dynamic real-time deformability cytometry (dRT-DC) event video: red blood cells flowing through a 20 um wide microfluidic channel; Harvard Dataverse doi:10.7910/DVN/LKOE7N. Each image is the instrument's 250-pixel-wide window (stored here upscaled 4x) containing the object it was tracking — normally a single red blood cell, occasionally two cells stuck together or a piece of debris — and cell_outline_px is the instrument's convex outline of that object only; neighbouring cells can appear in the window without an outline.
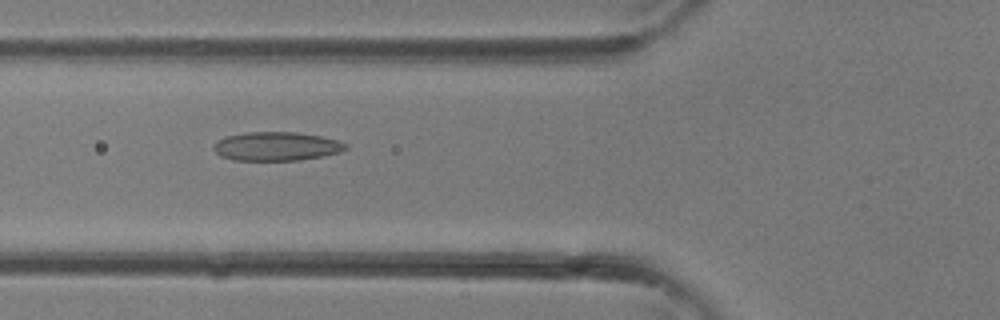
{"species": "common noctule bat (a hibernating species)", "species_latin": "Nyctalus noctula", "temperature_condition": "room temperature", "stored_images_in_passage": 36, "camera_frame_rate_fps": 3000, "um_per_image_px": 0.085, "animal": {"sex": "female"}, "frame": {"image": 1, "passage_image": 14, "time_ms": 4.333, "image_size_px": [1000, 320], "cell_outline_px": [[348, 148], [340, 152], [300, 160], [232, 160], [220, 156], [212, 148], [212, 144], [216, 140], [224, 136], [244, 132], [296, 132], [320, 136], [336, 140], [348, 144]], "centroid_in_image_um": [23.43, 12.43], "position_along_channel_um": 102.4, "area_um2": 22.31}}
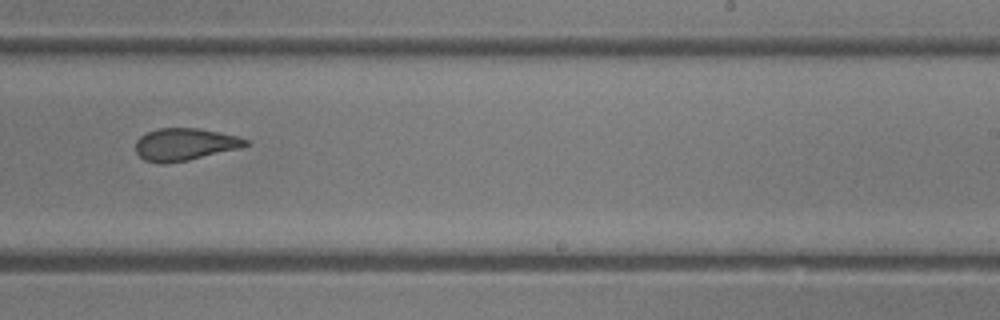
{"frame": {"image": 2, "passage_image": 23, "time_ms": 7.333, "image_size_px": [1000, 320], "cell_outline_px": [[252, 144], [240, 148], [188, 160], [164, 164], [160, 164], [144, 160], [136, 152], [136, 140], [140, 136], [148, 132], [160, 128], [200, 128], [240, 136], [248, 140]], "centroid_in_image_um": [15.74, 12.27], "position_along_channel_um": 273.3, "area_um2": 20.87}}
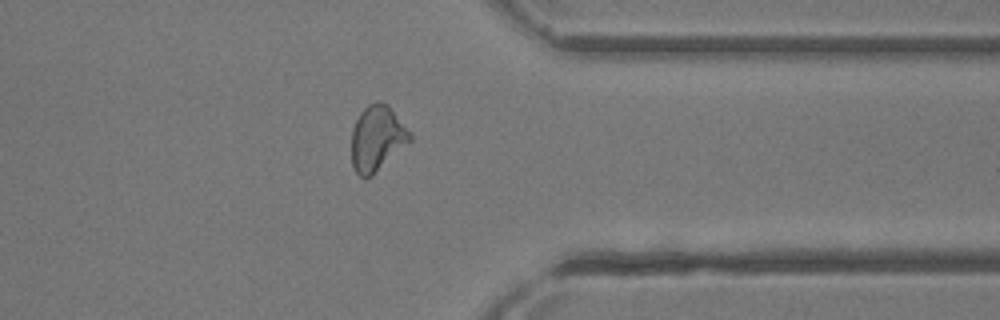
{"frame": {"image": 3, "passage_image": 29, "time_ms": 9.333, "image_size_px": [1000, 320], "cell_outline_px": [[412, 140], [372, 176], [364, 180], [356, 172], [352, 164], [352, 128], [360, 112], [368, 104], [376, 100], [380, 100], [388, 104], [412, 132]], "centroid_in_image_um": [32.07, 11.74], "position_along_channel_um": 379.3, "area_um2": 22.66}}